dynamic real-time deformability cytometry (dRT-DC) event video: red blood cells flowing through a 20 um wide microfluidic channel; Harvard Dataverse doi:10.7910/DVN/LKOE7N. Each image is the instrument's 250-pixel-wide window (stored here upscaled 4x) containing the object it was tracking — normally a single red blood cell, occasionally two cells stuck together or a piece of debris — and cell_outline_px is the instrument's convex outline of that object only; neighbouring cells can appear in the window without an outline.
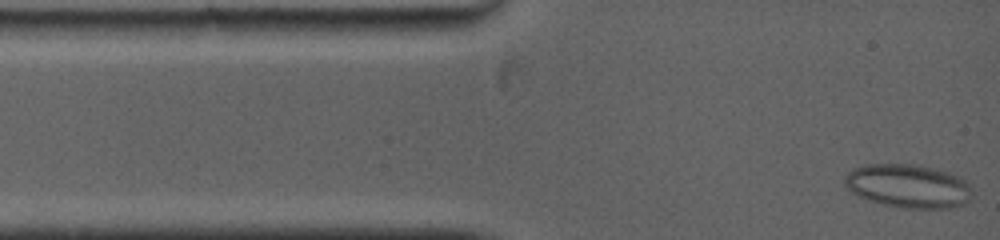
{"species": "common noctule bat (a hibernating species)", "species_latin": "Nyctalus noctula", "temperature_condition": "warm", "stored_images_in_passage": 28, "camera_frame_rate_fps": 5000, "um_per_image_px": 0.085, "animal": {"sex": "female", "body_mass_g": 19.0, "forearm_length_mm": 53.3}, "frame": {"image": 1, "passage_image": 1, "time_ms": 0.0, "image_size_px": [1000, 240], "cell_outline_px": [[972, 188], [968, 200], [964, 204], [952, 208], [904, 208], [884, 204], [868, 200], [856, 196], [844, 184], [844, 176], [852, 168], [868, 164], [920, 164], [948, 172], [960, 176]], "centroid_in_image_um": [77.18, 15.8], "position_along_channel_um": 7.8, "area_um2": 32.6}}
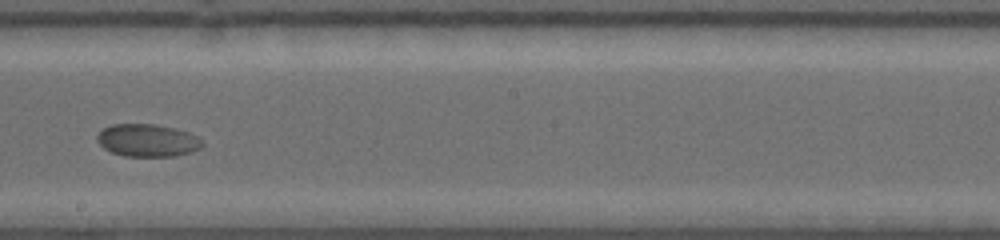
{"frame": {"image": 2, "passage_image": 15, "time_ms": 7.4, "image_size_px": [1000, 240], "cell_outline_px": [[204, 144], [200, 148], [192, 152], [176, 156], [124, 156], [112, 152], [104, 148], [96, 140], [96, 136], [104, 128], [112, 124], [152, 124], [172, 128], [188, 132], [200, 136], [204, 140]], "centroid_in_image_um": [12.58, 11.94], "position_along_channel_um": 235.6, "area_um2": 20.06}}
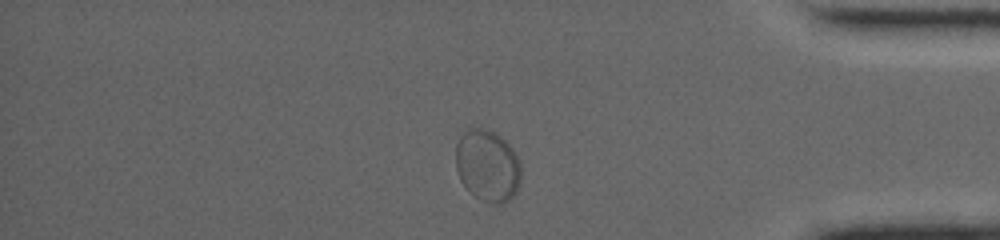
{"frame": {"image": 3, "passage_image": 25, "time_ms": 12.4, "image_size_px": [1000, 240], "cell_outline_px": [[520, 184], [516, 192], [508, 200], [500, 204], [496, 204], [480, 200], [468, 192], [460, 180], [456, 168], [456, 144], [460, 136], [468, 128], [484, 128], [496, 132], [512, 148], [520, 160]], "centroid_in_image_um": [41.43, 14.08], "position_along_channel_um": 393.8, "area_um2": 27.63}}